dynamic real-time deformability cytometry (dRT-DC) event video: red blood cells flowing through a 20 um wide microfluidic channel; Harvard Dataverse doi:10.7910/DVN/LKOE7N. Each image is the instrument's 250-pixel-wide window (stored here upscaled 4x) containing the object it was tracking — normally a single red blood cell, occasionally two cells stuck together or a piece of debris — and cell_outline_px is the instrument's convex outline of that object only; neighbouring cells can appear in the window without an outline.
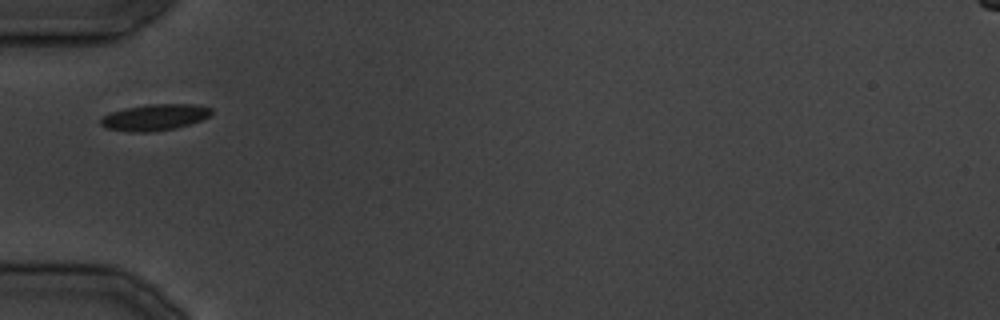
{"species": "common noctule bat (a hibernating species)", "species_latin": "Nyctalus noctula", "temperature_condition": "cold", "stored_images_in_passage": 9, "camera_frame_rate_fps": 3000, "um_per_image_px": 0.085, "animal": {"sex": "male", "body_mass_g": 19.5, "forearm_length_mm": 54.6}, "frame": {"image": 1, "passage_image": 1, "time_ms": 0.0, "image_size_px": [1000, 320], "cell_outline_px": [[212, 112], [208, 116], [200, 120], [176, 128], [148, 132], [132, 132], [104, 128], [100, 124], [100, 120], [104, 116], [112, 112], [128, 108], [148, 104], [196, 104], [212, 108]], "centroid_in_image_um": [13.15, 9.97], "position_along_channel_um": 71.9, "area_um2": 16.76}}
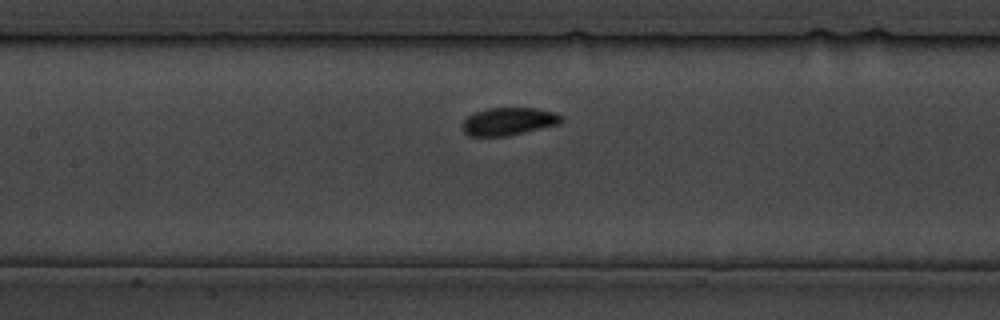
{"frame": {"image": 2, "passage_image": 6, "time_ms": 6.0, "image_size_px": [1000, 320], "cell_outline_px": [[564, 120], [560, 124], [508, 136], [468, 136], [460, 128], [460, 124], [468, 116], [476, 112], [488, 108], [536, 108], [556, 112], [564, 116]], "centroid_in_image_um": [43.25, 10.32], "position_along_channel_um": 164.2, "area_um2": 16.3}}
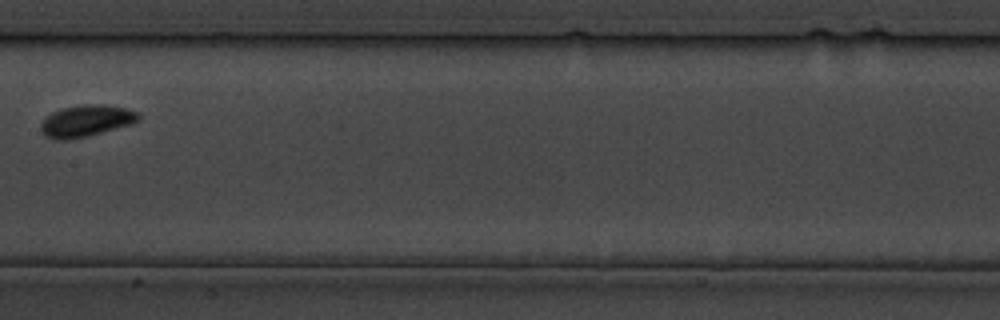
{"frame": {"image": 3, "passage_image": 8, "time_ms": 8.333, "image_size_px": [1000, 320], "cell_outline_px": [[140, 120], [132, 124], [88, 136], [68, 140], [52, 140], [44, 136], [40, 132], [40, 124], [52, 112], [64, 108], [84, 104], [104, 104], [124, 108], [136, 112], [140, 116]], "centroid_in_image_um": [7.29, 10.29], "position_along_channel_um": 200.1, "area_um2": 18.09}}